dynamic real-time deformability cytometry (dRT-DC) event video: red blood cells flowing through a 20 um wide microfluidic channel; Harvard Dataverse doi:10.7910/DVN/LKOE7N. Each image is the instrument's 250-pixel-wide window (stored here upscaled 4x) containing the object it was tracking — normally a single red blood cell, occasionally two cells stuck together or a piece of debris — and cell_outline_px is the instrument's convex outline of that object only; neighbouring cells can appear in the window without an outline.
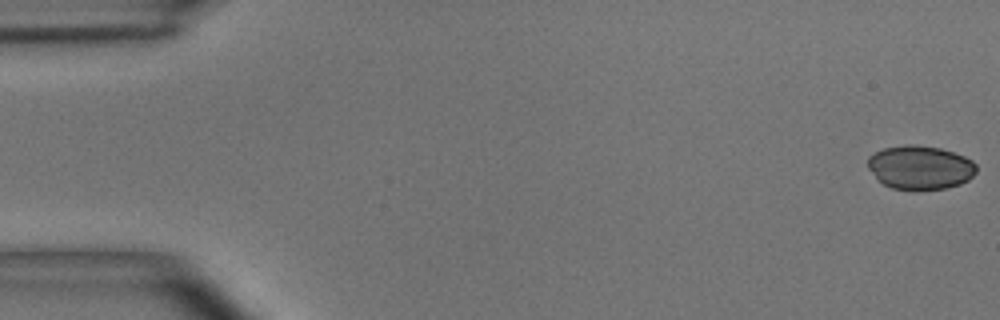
{"species": "common noctule bat (a hibernating species)", "species_latin": "Nyctalus noctula", "temperature_condition": "room temperature", "stored_images_in_passage": 55, "camera_frame_rate_fps": 3000, "um_per_image_px": 0.085, "animal": {"sex": "male", "body_mass_g": 15.6}, "frame": {"image": 1, "passage_image": 1, "time_ms": 0.0, "image_size_px": [1000, 320], "cell_outline_px": [[976, 172], [968, 180], [960, 184], [944, 188], [892, 188], [884, 184], [868, 168], [868, 156], [884, 148], [904, 144], [912, 144], [940, 148], [964, 156], [972, 160], [976, 164]], "centroid_in_image_um": [78.23, 14.2], "position_along_channel_um": 6.8, "area_um2": 27.22}}
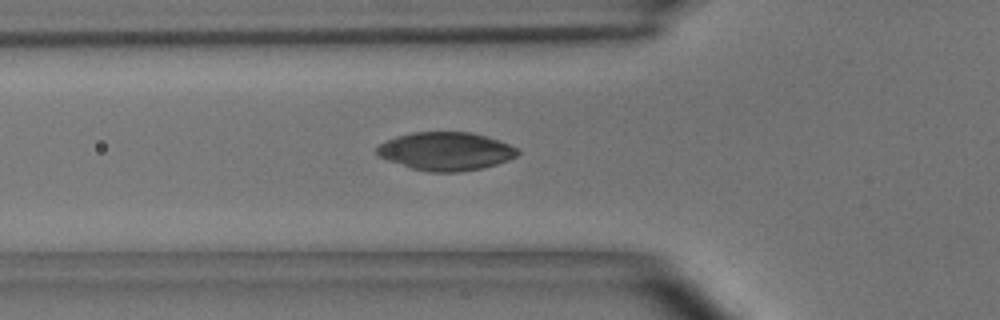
{"frame": {"image": 2, "passage_image": 19, "time_ms": 6.0, "image_size_px": [1000, 320], "cell_outline_px": [[520, 152], [516, 156], [508, 160], [484, 168], [460, 172], [428, 172], [412, 168], [388, 160], [380, 156], [376, 152], [376, 148], [380, 144], [396, 136], [412, 132], [472, 132], [488, 136], [520, 148]], "centroid_in_image_um": [37.94, 12.85], "position_along_channel_um": 87.9, "area_um2": 31.5}}
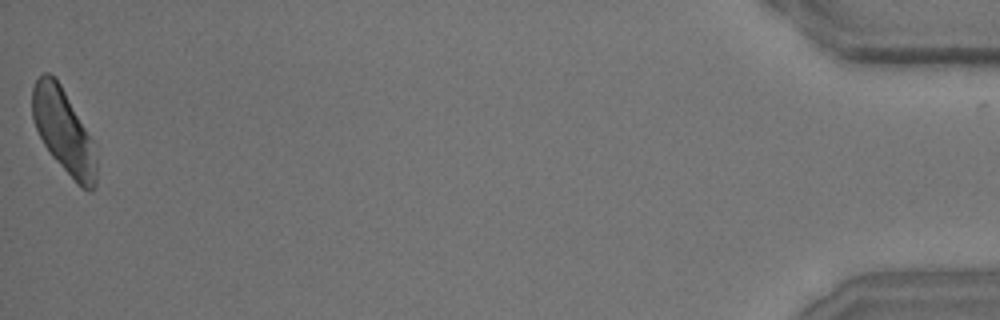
{"frame": {"image": 3, "passage_image": 55, "time_ms": 18.0, "image_size_px": [1000, 320], "cell_outline_px": [[96, 184], [92, 192], [88, 192], [76, 184], [52, 156], [44, 144], [36, 128], [32, 116], [32, 88], [36, 80], [44, 72], [48, 72], [60, 84], [92, 140], [96, 160]], "centroid_in_image_um": [5.4, 11.2], "position_along_channel_um": 429.8, "area_um2": 30.92}}